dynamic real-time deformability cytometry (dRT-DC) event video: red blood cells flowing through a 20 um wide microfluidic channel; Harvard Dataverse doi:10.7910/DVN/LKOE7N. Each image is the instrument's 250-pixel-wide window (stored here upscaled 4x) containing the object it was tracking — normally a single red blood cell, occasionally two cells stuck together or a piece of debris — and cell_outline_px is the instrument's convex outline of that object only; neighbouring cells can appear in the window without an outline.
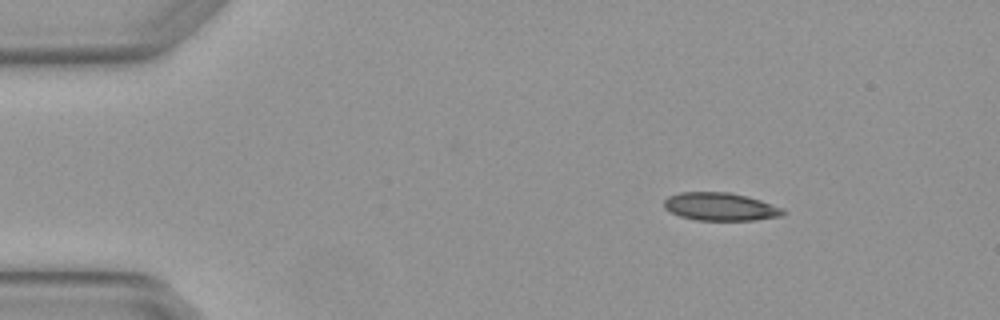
{"species": "Egyptian fruit bat (a non-hibernating species)", "species_latin": "Rousettus aegyptiacus", "temperature_condition": "warm", "stored_images_in_passage": 2, "camera_frame_rate_fps": 3000, "um_per_image_px": 0.085, "animal": {"sex": "female"}, "frame": {"image": 1, "passage_image": 1, "time_ms": 0.0, "image_size_px": [1000, 320], "cell_outline_px": [[788, 212], [784, 216], [756, 220], [696, 220], [680, 216], [664, 208], [664, 200], [668, 196], [680, 192], [732, 192], [748, 196], [784, 208]], "centroid_in_image_um": [61.28, 17.56], "position_along_channel_um": 23.7, "area_um2": 19.65}}